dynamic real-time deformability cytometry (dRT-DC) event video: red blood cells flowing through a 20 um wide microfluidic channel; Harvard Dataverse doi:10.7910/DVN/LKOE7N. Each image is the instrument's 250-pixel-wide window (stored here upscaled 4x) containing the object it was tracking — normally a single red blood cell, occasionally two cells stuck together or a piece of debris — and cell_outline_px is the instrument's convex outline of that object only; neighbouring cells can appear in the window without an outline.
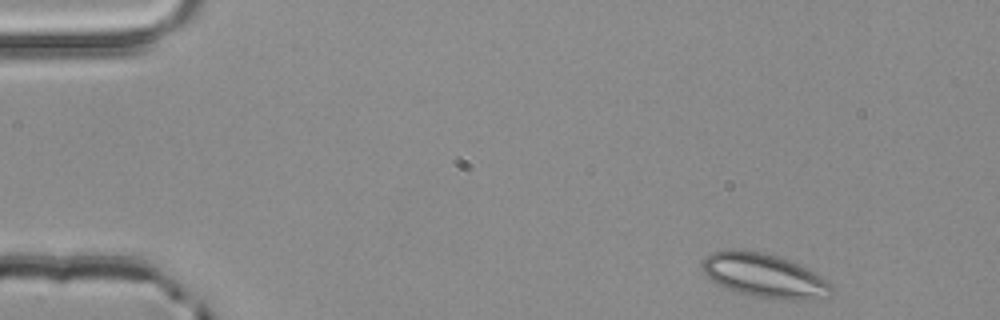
{"species": "common noctule bat (a hibernating species)", "species_latin": "Nyctalus noctula", "temperature_condition": "room temperature", "stored_images_in_passage": 3, "camera_frame_rate_fps": 3000, "um_per_image_px": 0.085, "animal": {"sex": "male", "body_mass_g": 20.4}, "frame": {"image": 1, "passage_image": 1, "time_ms": 0.0, "image_size_px": [1000, 320], "cell_outline_px": [[836, 292], [832, 296], [824, 300], [788, 300], [756, 296], [740, 292], [728, 288], [712, 280], [704, 272], [700, 264], [704, 256], [712, 252], [724, 248], [732, 248], [764, 252], [788, 260], [812, 272], [832, 284]], "centroid_in_image_um": [65.0, 23.42], "position_along_channel_um": 20.0, "area_um2": 33.29}}